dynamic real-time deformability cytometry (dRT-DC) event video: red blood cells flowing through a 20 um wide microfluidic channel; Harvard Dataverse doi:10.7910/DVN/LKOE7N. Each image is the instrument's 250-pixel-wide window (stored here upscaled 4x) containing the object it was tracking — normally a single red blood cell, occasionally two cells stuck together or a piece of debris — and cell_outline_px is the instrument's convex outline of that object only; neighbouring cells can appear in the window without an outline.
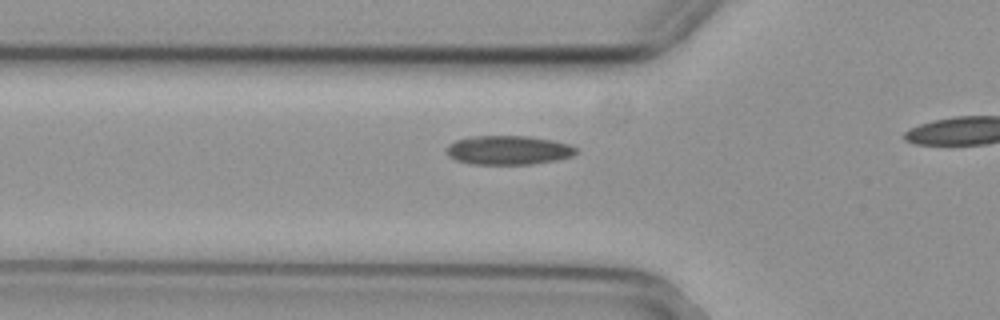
{"species": "common noctule bat (a hibernating species)", "species_latin": "Nyctalus noctula", "temperature_condition": "cold", "stored_images_in_passage": 11, "camera_frame_rate_fps": 3000, "um_per_image_px": 0.085, "animal": {"sex": "female", "body_mass_g": 29.2, "forearm_length_mm": 56.3}, "frame": {"image": 1, "passage_image": 2, "time_ms": 0.333, "image_size_px": [1000, 320], "cell_outline_px": [[576, 152], [572, 156], [556, 160], [532, 164], [468, 164], [456, 160], [448, 156], [448, 144], [456, 140], [472, 136], [528, 136], [552, 140], [568, 144], [576, 148]], "centroid_in_image_um": [43.19, 12.76], "position_along_channel_um": 82.6, "area_um2": 21.85}}
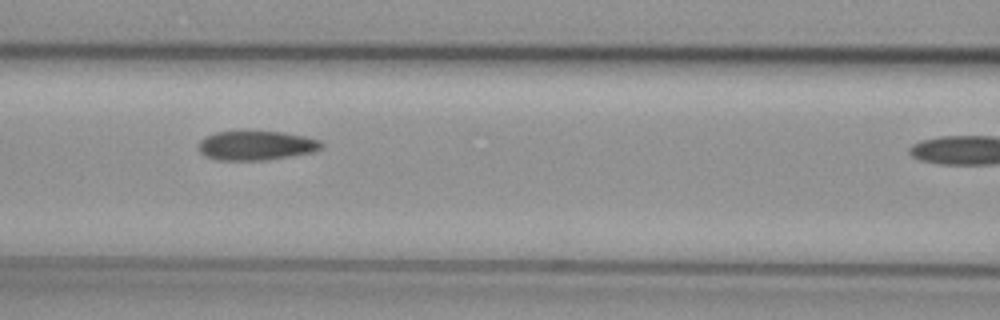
{"frame": {"image": 2, "passage_image": 7, "time_ms": 2.0, "image_size_px": [1000, 320], "cell_outline_px": [[324, 144], [320, 148], [312, 152], [268, 160], [216, 160], [204, 156], [200, 152], [196, 144], [204, 136], [216, 132], [284, 132], [304, 136], [320, 140]], "centroid_in_image_um": [21.73, 12.37], "position_along_channel_um": 144.9, "area_um2": 21.04}}
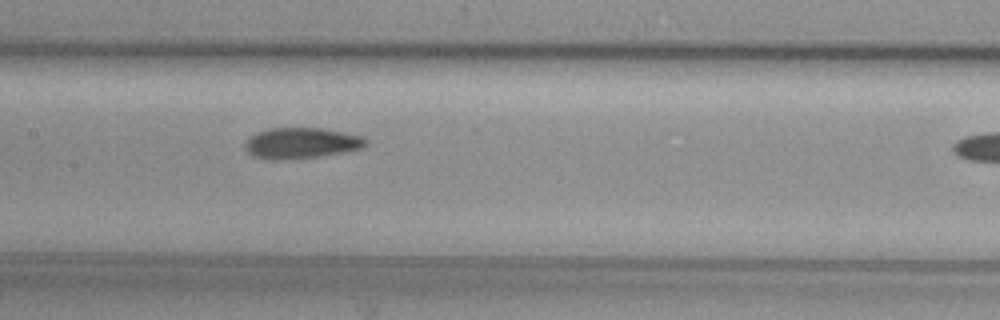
{"frame": {"image": 3, "passage_image": 10, "time_ms": 3.0, "image_size_px": [1000, 320], "cell_outline_px": [[368, 144], [360, 148], [320, 156], [276, 160], [272, 160], [252, 156], [244, 148], [244, 144], [256, 132], [272, 128], [324, 128], [364, 136], [368, 140]], "centroid_in_image_um": [25.61, 12.15], "position_along_channel_um": 181.8, "area_um2": 21.62}}